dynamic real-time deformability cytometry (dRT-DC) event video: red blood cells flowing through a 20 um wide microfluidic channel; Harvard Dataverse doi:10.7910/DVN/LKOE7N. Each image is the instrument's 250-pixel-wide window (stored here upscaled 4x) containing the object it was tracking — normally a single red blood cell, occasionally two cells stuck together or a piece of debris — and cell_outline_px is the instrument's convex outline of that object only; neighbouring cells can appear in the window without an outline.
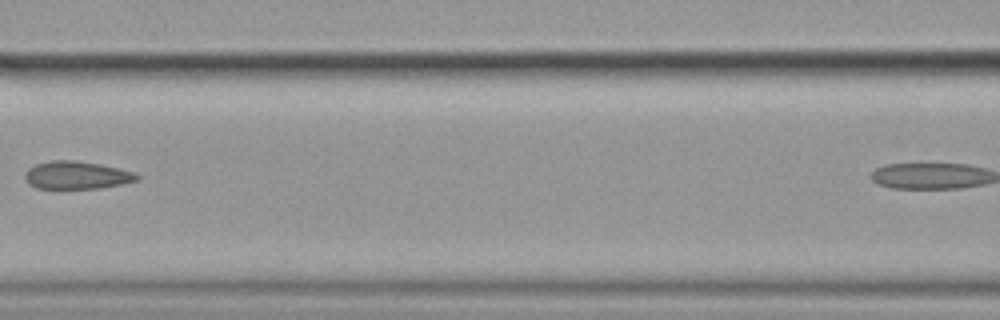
{"species": "common noctule bat (a hibernating species)", "species_latin": "Nyctalus noctula", "temperature_condition": "cold", "stored_images_in_passage": 9, "camera_frame_rate_fps": 3000, "um_per_image_px": 0.085, "animal": {"sex": "female", "body_mass_g": 19.9}, "frame": {"image": 1, "passage_image": 7, "time_ms": 2.0, "image_size_px": [1000, 320], "cell_outline_px": [[140, 180], [100, 188], [36, 188], [28, 184], [24, 176], [24, 172], [28, 168], [36, 164], [52, 160], [76, 160], [100, 164], [136, 172], [140, 176]], "centroid_in_image_um": [6.52, 14.88], "position_along_channel_um": 160.1, "area_um2": 18.26}}
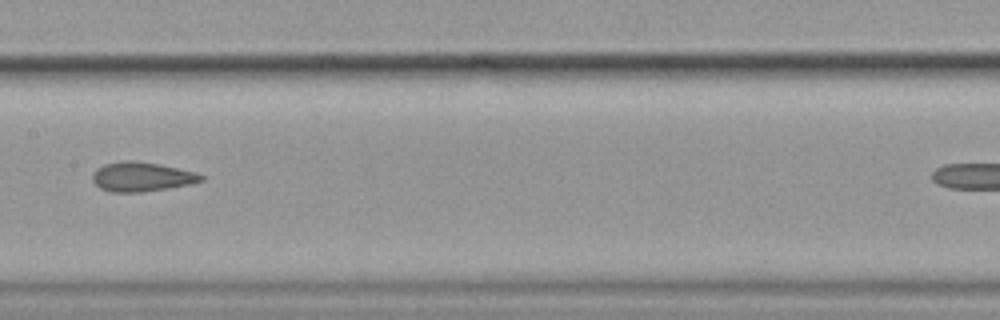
{"frame": {"image": 2, "passage_image": 8, "time_ms": 2.333, "image_size_px": [1000, 320], "cell_outline_px": [[204, 180], [192, 184], [140, 192], [112, 192], [100, 188], [92, 180], [92, 172], [96, 168], [104, 164], [124, 160], [132, 160], [160, 164], [192, 172], [204, 176]], "centroid_in_image_um": [11.99, 15.02], "position_along_channel_um": 195.4, "area_um2": 18.5}}